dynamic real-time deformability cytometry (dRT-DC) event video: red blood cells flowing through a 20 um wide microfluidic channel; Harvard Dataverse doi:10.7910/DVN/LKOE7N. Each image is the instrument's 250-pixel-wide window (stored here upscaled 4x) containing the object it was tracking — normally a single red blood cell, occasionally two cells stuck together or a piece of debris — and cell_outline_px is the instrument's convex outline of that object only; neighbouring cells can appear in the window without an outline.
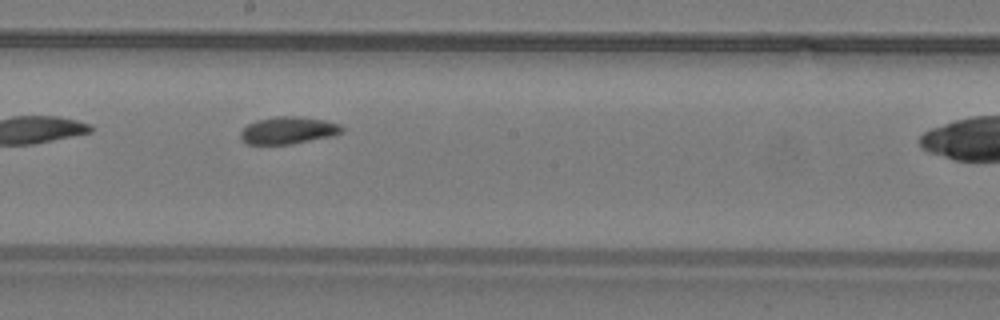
{"species": "common noctule bat (a hibernating species)", "species_latin": "Nyctalus noctula", "temperature_condition": "warm", "stored_images_in_passage": 30, "camera_frame_rate_fps": 3000, "um_per_image_px": 0.085, "animal": {"sex": "male", "body_mass_g": 19.2, "forearm_length_mm": 51.8}, "frame": {"image": 1, "passage_image": 13, "time_ms": 4.0, "image_size_px": [1000, 320], "cell_outline_px": [[344, 132], [332, 136], [292, 144], [248, 144], [240, 140], [240, 132], [248, 124], [256, 120], [276, 116], [300, 116], [324, 120], [340, 124], [344, 128]], "centroid_in_image_um": [24.5, 11.08], "position_along_channel_um": 223.7, "area_um2": 16.24}, "authors_computed_cell_mechanics": {"area_um2": 16.3285, "velocity_mm_per_s": 3.9562, "shape_relaxation_time_tau1_ms": 4.7375, "shape_relaxation_time_tau2_ms": 3.2894, "deformation_change_tau1": 0.0951, "deformation_change_tau2": 0.0729}}